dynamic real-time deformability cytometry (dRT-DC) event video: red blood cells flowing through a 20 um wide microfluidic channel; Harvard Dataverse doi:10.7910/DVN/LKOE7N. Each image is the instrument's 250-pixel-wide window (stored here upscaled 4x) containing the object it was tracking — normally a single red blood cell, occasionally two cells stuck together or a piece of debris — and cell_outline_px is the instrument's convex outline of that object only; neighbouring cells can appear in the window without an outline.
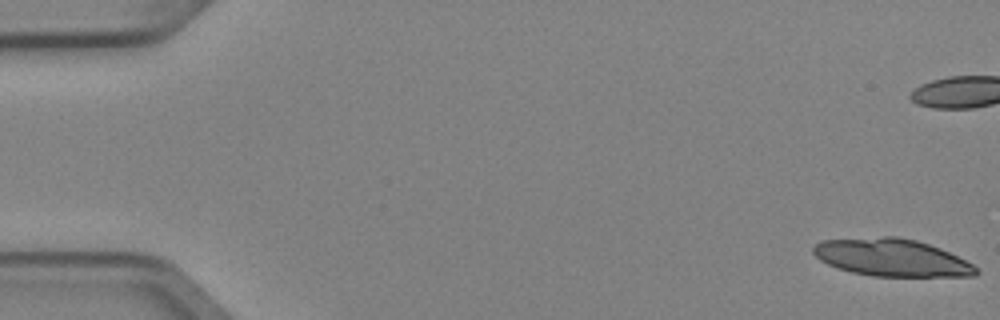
{"species": "Egyptian fruit bat (a non-hibernating species)", "species_latin": "Rousettus aegyptiacus", "temperature_condition": "cold", "stored_images_in_passage": 8, "camera_frame_rate_fps": 3000, "um_per_image_px": 0.085, "animal": {"sex": "female"}, "frame": {"image": 1, "passage_image": 1, "time_ms": 0.0, "image_size_px": [1000, 320], "cell_outline_px": [[980, 272], [976, 276], [872, 276], [852, 272], [828, 264], [820, 260], [812, 252], [812, 248], [820, 240], [884, 236], [896, 236], [916, 240], [940, 248], [972, 264]], "centroid_in_image_um": [75.77, 21.89], "position_along_channel_um": 9.2, "area_um2": 35.32}}